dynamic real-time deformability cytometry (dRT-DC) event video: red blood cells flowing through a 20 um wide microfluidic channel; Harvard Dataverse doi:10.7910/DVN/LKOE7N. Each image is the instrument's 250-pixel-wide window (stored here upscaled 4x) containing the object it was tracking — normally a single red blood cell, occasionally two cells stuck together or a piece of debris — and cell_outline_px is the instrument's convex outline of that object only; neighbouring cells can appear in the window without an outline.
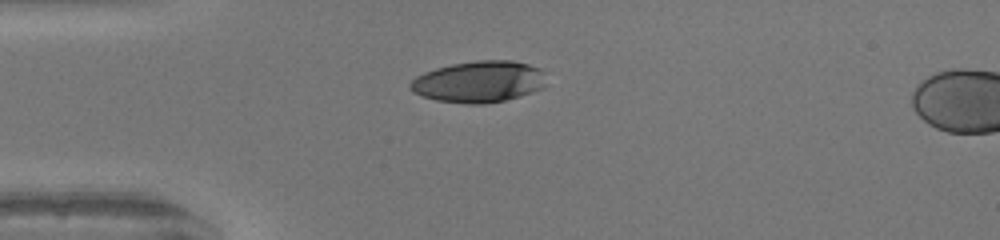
{"species": "human", "species_latin": "Homo sapiens", "temperature_condition": "warm", "stored_images_in_passage": 38, "camera_frame_rate_fps": 3000, "um_per_image_px": 0.085, "donor": {"sex": "female"}, "frame": {"image": 1, "passage_image": 1, "time_ms": 0.0, "image_size_px": [1000, 240], "cell_outline_px": [[544, 88], [532, 92], [504, 100], [484, 104], [468, 104], [436, 100], [412, 92], [408, 88], [408, 84], [416, 76], [424, 72], [436, 68], [452, 64], [476, 60], [512, 60], [528, 64], [540, 68], [544, 72]], "centroid_in_image_um": [40.69, 6.94], "position_along_channel_um": 44.3, "area_um2": 32.95}}
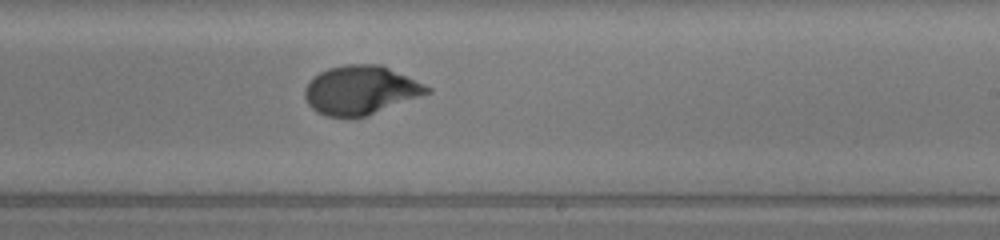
{"frame": {"image": 2, "passage_image": 18, "time_ms": 5.667, "image_size_px": [1000, 240], "cell_outline_px": [[432, 92], [368, 116], [328, 116], [316, 112], [308, 104], [304, 96], [304, 88], [320, 72], [328, 68], [344, 64], [380, 64], [424, 84], [432, 88]], "centroid_in_image_um": [30.66, 7.66], "position_along_channel_um": 258.3, "area_um2": 34.56}}
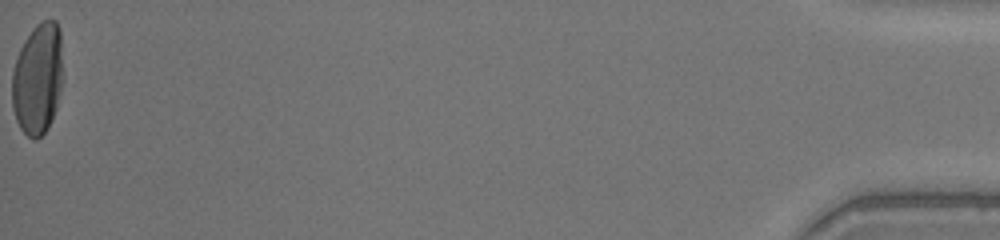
{"frame": {"image": 3, "passage_image": 38, "time_ms": 12.333, "image_size_px": [1000, 240], "cell_outline_px": [[60, 88], [56, 108], [48, 128], [36, 140], [32, 140], [20, 128], [16, 120], [12, 108], [12, 72], [20, 48], [24, 40], [36, 24], [44, 20], [56, 20], [60, 28]], "centroid_in_image_um": [3.17, 6.72], "position_along_channel_um": 432.0, "area_um2": 32.6}, "authors_computed_cell_mechanics": {"area_um2": 34.2754, "velocity_mm_per_s": 4.1862, "shape_relaxation_time_tau1_ms": 4.1537, "shape_relaxation_time_tau2_ms": 0.6309, "deformation_change_tau1": 0.2264, "deformation_change_tau2": 0.0417}}